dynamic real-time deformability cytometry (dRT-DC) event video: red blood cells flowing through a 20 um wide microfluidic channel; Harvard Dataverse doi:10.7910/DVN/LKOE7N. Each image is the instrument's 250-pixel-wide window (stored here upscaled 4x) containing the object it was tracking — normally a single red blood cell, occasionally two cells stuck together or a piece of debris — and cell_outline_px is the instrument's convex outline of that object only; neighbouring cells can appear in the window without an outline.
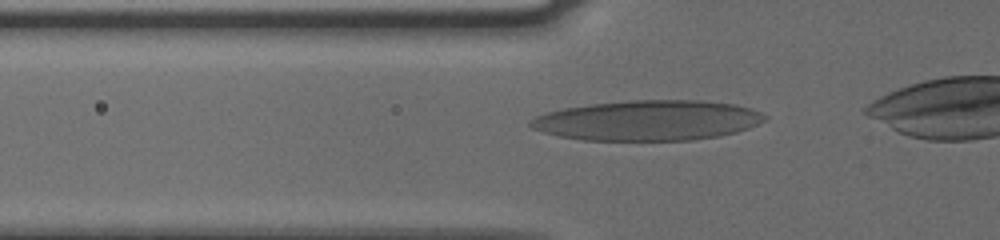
{"species": "human", "species_latin": "Homo sapiens", "temperature_condition": "cold", "stored_images_in_passage": 17, "camera_frame_rate_fps": 3000, "um_per_image_px": 0.085, "donor": {"sex": "male"}, "frame": {"image": 1, "passage_image": 3, "time_ms": 0.667, "image_size_px": [1000, 240], "cell_outline_px": [[768, 116], [764, 120], [748, 128], [736, 132], [716, 136], [692, 140], [580, 140], [560, 136], [544, 132], [532, 128], [528, 124], [536, 116], [548, 112], [564, 108], [592, 104], [632, 100], [700, 100], [732, 104], [748, 108], [760, 112]], "centroid_in_image_um": [55.06, 10.24], "position_along_channel_um": 70.7, "area_um2": 54.39}}
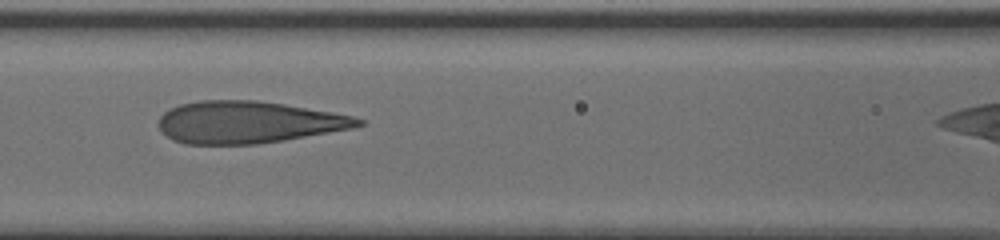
{"frame": {"image": 2, "passage_image": 7, "time_ms": 2.0, "image_size_px": [1000, 240], "cell_outline_px": [[364, 124], [352, 128], [284, 140], [256, 144], [184, 144], [172, 140], [160, 128], [160, 116], [164, 112], [180, 104], [200, 100], [256, 100], [284, 104], [332, 112], [352, 116], [364, 120]], "centroid_in_image_um": [21.09, 10.39], "position_along_channel_um": 145.5, "area_um2": 48.55}}
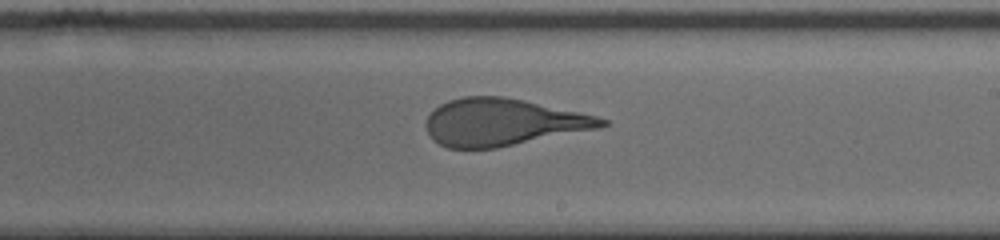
{"frame": {"image": 3, "passage_image": 13, "time_ms": 4.0, "image_size_px": [1000, 240], "cell_outline_px": [[608, 124], [600, 128], [496, 148], [448, 148], [432, 140], [424, 124], [428, 116], [440, 104], [448, 100], [464, 96], [504, 96], [524, 100], [596, 116], [608, 120]], "centroid_in_image_um": [42.71, 10.39], "position_along_channel_um": 246.3, "area_um2": 48.03}}